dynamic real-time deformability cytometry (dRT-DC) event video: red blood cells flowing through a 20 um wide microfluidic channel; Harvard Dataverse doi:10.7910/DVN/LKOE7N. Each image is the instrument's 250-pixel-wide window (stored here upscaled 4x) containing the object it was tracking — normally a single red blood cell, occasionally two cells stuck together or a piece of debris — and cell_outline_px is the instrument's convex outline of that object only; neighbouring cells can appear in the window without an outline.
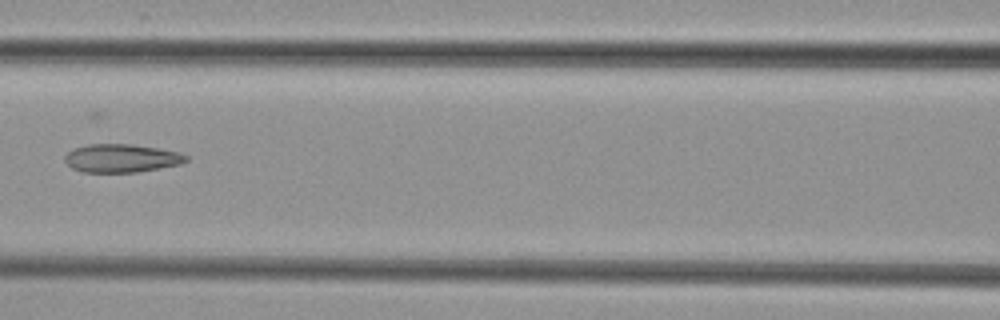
{"species": "common noctule bat (a hibernating species)", "species_latin": "Nyctalus noctula", "temperature_condition": "cold", "stored_images_in_passage": 7, "camera_frame_rate_fps": 3000, "um_per_image_px": 0.085, "animal": {"sex": "female", "body_mass_g": 29.2, "forearm_length_mm": 56.3}, "frame": {"image": 1, "passage_image": 6, "time_ms": 6.0, "image_size_px": [1000, 320], "cell_outline_px": [[188, 160], [180, 164], [136, 172], [80, 172], [72, 168], [64, 160], [64, 156], [72, 148], [88, 144], [132, 144], [180, 152], [188, 156]], "centroid_in_image_um": [10.29, 13.44], "position_along_channel_um": 156.3, "area_um2": 20.0}}
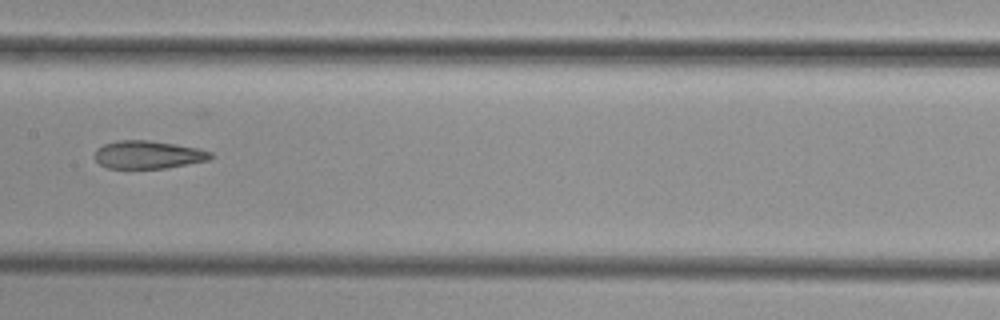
{"frame": {"image": 2, "passage_image": 7, "time_ms": 7.0, "image_size_px": [1000, 320], "cell_outline_px": [[212, 156], [208, 160], [164, 168], [108, 168], [100, 164], [96, 160], [96, 148], [104, 144], [116, 140], [148, 140], [176, 144], [196, 148], [212, 152]], "centroid_in_image_um": [12.56, 13.14], "position_along_channel_um": 194.8, "area_um2": 18.67}}